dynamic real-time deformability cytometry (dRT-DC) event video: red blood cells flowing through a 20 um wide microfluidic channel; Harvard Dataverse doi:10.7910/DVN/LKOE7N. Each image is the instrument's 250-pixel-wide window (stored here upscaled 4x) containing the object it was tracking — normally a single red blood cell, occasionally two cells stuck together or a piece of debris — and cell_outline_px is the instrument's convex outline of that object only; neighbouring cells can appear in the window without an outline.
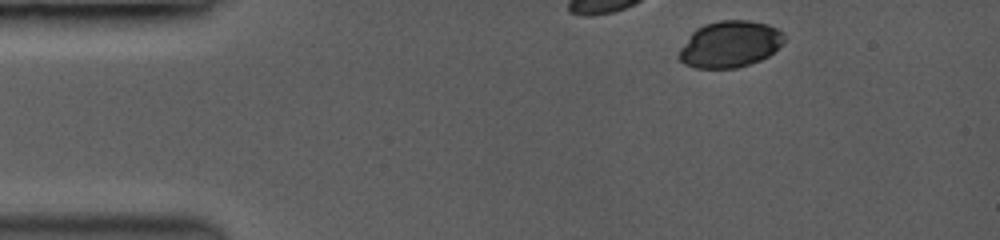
{"species": "common noctule bat (a hibernating species)", "species_latin": "Nyctalus noctula", "temperature_condition": "room temperature", "stored_images_in_passage": 3, "camera_frame_rate_fps": 3500, "um_per_image_px": 0.085, "animal": {"sex": "female", "body_mass_g": 19.0, "forearm_length_mm": 53.3}, "frame": {"image": 1, "passage_image": 1, "time_ms": 0.0, "image_size_px": [1000, 240], "cell_outline_px": [[784, 40], [768, 56], [760, 60], [736, 68], [696, 68], [684, 64], [680, 60], [680, 48], [692, 32], [696, 28], [704, 24], [720, 20], [748, 20], [764, 24], [776, 28], [784, 36]], "centroid_in_image_um": [62.0, 3.76], "position_along_channel_um": 23.0, "area_um2": 28.09}}
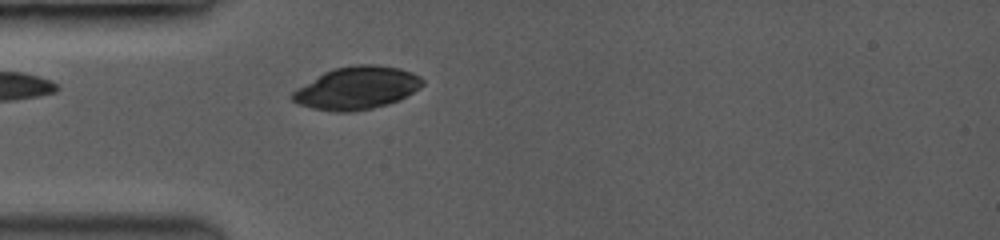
{"frame": {"image": 2, "passage_image": 3, "time_ms": 2.571, "image_size_px": [1000, 240], "cell_outline_px": [[424, 84], [412, 92], [388, 104], [372, 108], [352, 112], [336, 112], [312, 108], [300, 104], [292, 100], [292, 92], [324, 72], [336, 68], [360, 64], [368, 64], [396, 68], [420, 76], [424, 80]], "centroid_in_image_um": [30.32, 7.49], "position_along_channel_um": 54.7, "area_um2": 31.62}}